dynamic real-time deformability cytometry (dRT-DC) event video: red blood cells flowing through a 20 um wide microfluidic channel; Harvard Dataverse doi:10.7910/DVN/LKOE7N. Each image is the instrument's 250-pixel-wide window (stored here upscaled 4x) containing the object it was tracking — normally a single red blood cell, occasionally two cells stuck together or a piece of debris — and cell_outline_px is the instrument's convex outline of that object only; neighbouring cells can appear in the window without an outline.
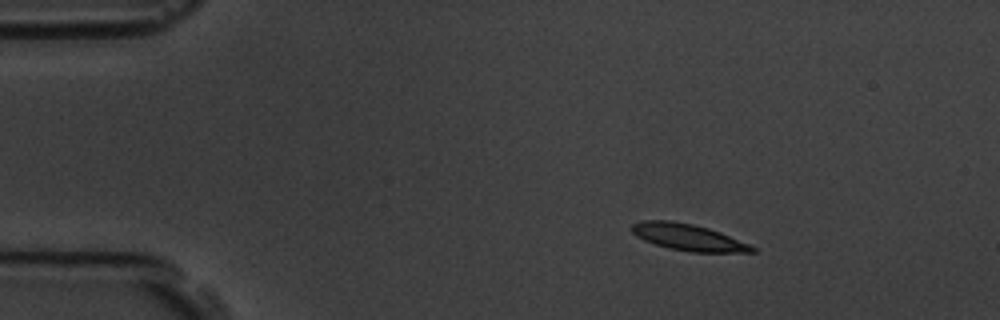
{"species": "common noctule bat (a hibernating species)", "species_latin": "Nyctalus noctula", "temperature_condition": "room temperature", "stored_images_in_passage": 50, "camera_frame_rate_fps": 3000, "um_per_image_px": 0.085, "animal": {"sex": "male", "body_mass_g": 19.5, "forearm_length_mm": 54.6}, "frame": {"image": 1, "passage_image": 1, "time_ms": 0.0, "image_size_px": [1000, 320], "cell_outline_px": [[756, 252], [692, 252], [668, 248], [644, 240], [636, 236], [632, 232], [632, 224], [644, 220], [672, 220], [692, 224], [708, 228], [720, 232], [748, 244], [756, 248]], "centroid_in_image_um": [58.48, 20.16], "position_along_channel_um": 26.5, "area_um2": 18.44}}
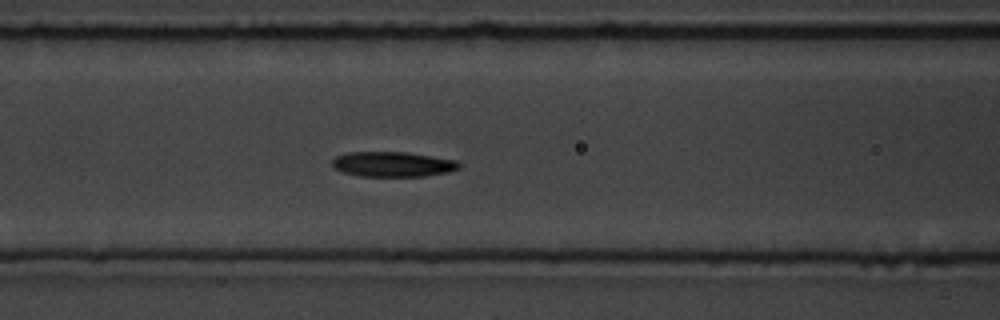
{"frame": {"image": 2, "passage_image": 16, "time_ms": 5.0, "image_size_px": [1000, 320], "cell_outline_px": [[460, 168], [448, 172], [424, 176], [360, 176], [344, 172], [336, 168], [332, 164], [332, 160], [336, 156], [348, 152], [408, 152], [456, 160], [460, 164]], "centroid_in_image_um": [33.4, 13.95], "position_along_channel_um": 133.2, "area_um2": 18.44}}
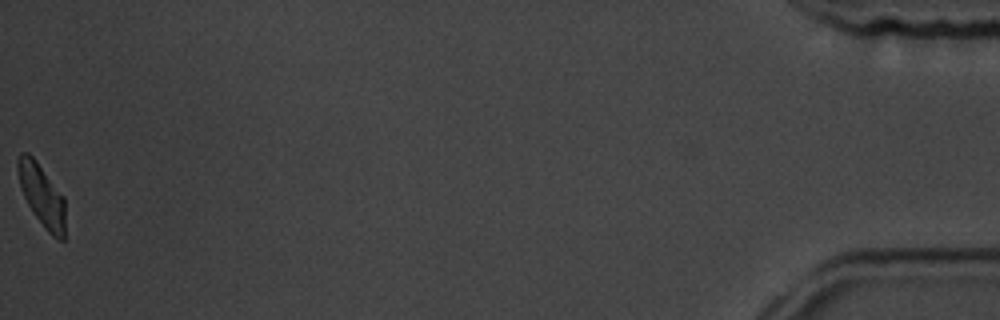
{"frame": {"image": 3, "passage_image": 50, "time_ms": 16.333, "image_size_px": [1000, 320], "cell_outline_px": [[64, 240], [60, 240], [52, 236], [48, 232], [32, 212], [20, 188], [16, 168], [16, 160], [20, 152], [28, 152], [36, 160], [64, 196]], "centroid_in_image_um": [3.52, 16.56], "position_along_channel_um": 431.7, "area_um2": 17.28}, "authors_computed_cell_mechanics": {"area_um2": 18.4382, "velocity_mm_per_s": 3.5212, "shape_relaxation_time_tau1_ms": 2.1827, "shape_relaxation_time_tau2_ms": 8.4201, "deformation_change_tau1": 0.1414, "deformation_change_tau2": 0.141}}